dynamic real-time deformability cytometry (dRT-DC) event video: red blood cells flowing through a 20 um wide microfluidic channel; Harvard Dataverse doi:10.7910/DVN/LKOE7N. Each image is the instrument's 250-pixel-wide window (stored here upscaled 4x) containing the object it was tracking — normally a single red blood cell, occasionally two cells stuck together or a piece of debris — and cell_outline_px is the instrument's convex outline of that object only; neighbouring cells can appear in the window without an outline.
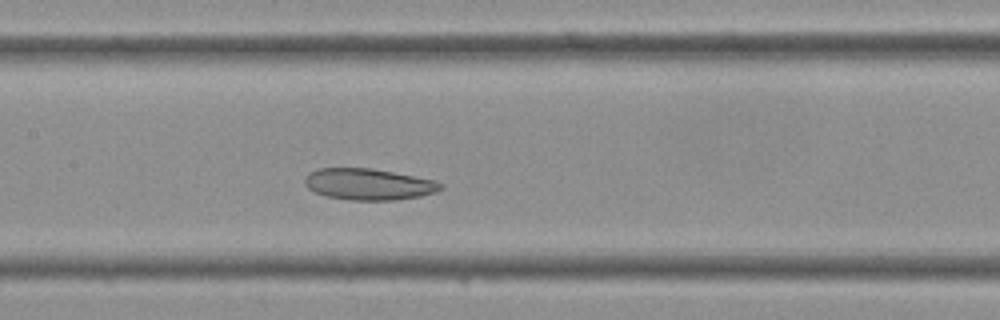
{"species": "Egyptian fruit bat (a non-hibernating species)", "species_latin": "Rousettus aegyptiacus", "temperature_condition": "cold", "stored_images_in_passage": 38, "camera_frame_rate_fps": 3000, "um_per_image_px": 0.085, "frame": {"image": 1, "passage_image": 16, "time_ms": 5.0, "image_size_px": [1000, 320], "cell_outline_px": [[444, 188], [436, 192], [420, 196], [396, 200], [348, 200], [324, 196], [308, 188], [304, 184], [304, 176], [308, 172], [320, 168], [372, 168], [436, 180], [444, 184]], "centroid_in_image_um": [31.33, 15.66], "position_along_channel_um": 176.1, "area_um2": 25.14}}
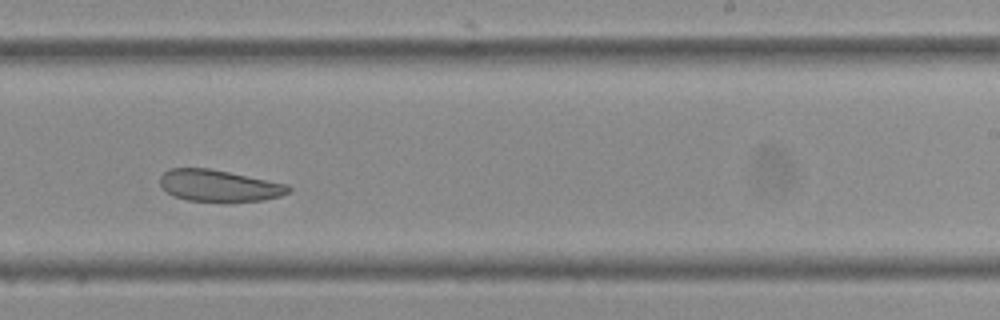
{"frame": {"image": 2, "passage_image": 22, "time_ms": 7.0, "image_size_px": [1000, 320], "cell_outline_px": [[292, 188], [288, 192], [280, 196], [264, 200], [228, 204], [224, 204], [188, 200], [172, 196], [160, 184], [160, 176], [164, 172], [172, 168], [208, 168], [288, 184]], "centroid_in_image_um": [18.63, 15.83], "position_along_channel_um": 270.4, "area_um2": 24.28}}
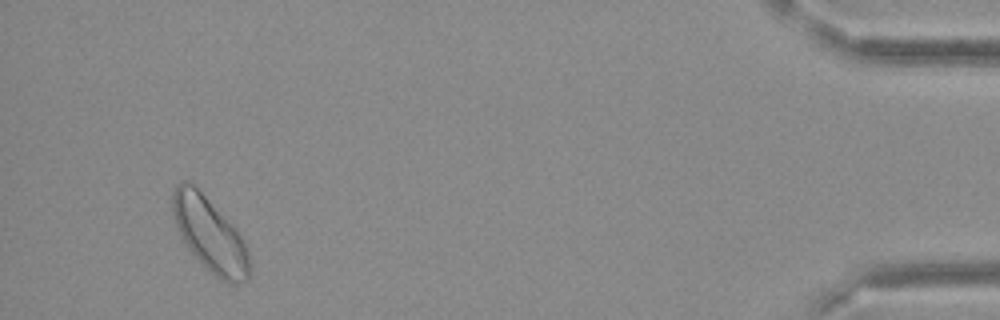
{"frame": {"image": 3, "passage_image": 36, "time_ms": 11.667, "image_size_px": [1000, 320], "cell_outline_px": [[252, 272], [248, 280], [232, 284], [220, 280], [188, 248], [180, 236], [176, 224], [172, 208], [172, 192], [176, 184], [184, 180], [188, 180], [204, 196], [244, 240], [248, 252]], "centroid_in_image_um": [17.84, 19.97], "position_along_channel_um": 417.4, "area_um2": 32.37}}